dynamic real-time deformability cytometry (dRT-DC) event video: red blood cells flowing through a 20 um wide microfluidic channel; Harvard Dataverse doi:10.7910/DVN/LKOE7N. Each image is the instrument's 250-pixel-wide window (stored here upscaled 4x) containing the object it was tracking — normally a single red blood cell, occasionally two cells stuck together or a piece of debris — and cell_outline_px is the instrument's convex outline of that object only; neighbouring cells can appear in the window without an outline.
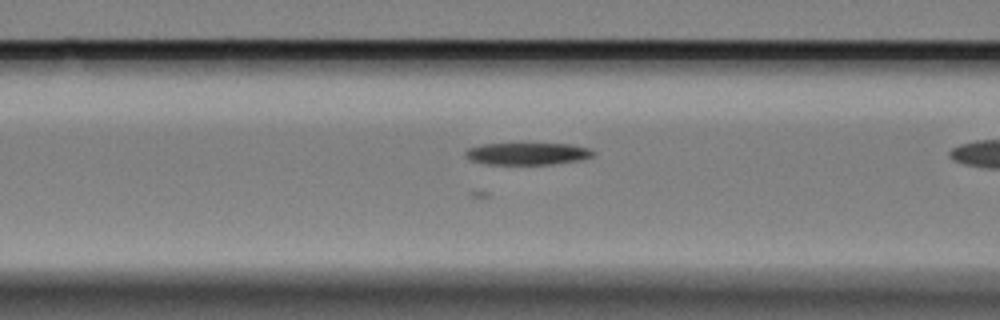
{"species": "Egyptian fruit bat (a non-hibernating species)", "species_latin": "Rousettus aegyptiacus", "temperature_condition": "cold", "stored_images_in_passage": 19, "camera_frame_rate_fps": 3000, "um_per_image_px": 0.085, "animal": {"sex": "female"}, "frame": {"image": 1, "passage_image": 18, "time_ms": 5.667, "image_size_px": [1000, 320], "cell_outline_px": [[596, 152], [592, 156], [584, 160], [556, 164], [488, 164], [472, 160], [464, 152], [468, 148], [484, 144], [572, 144], [588, 148]], "centroid_in_image_um": [44.92, 13.07], "position_along_channel_um": 121.7, "area_um2": 16.36}}